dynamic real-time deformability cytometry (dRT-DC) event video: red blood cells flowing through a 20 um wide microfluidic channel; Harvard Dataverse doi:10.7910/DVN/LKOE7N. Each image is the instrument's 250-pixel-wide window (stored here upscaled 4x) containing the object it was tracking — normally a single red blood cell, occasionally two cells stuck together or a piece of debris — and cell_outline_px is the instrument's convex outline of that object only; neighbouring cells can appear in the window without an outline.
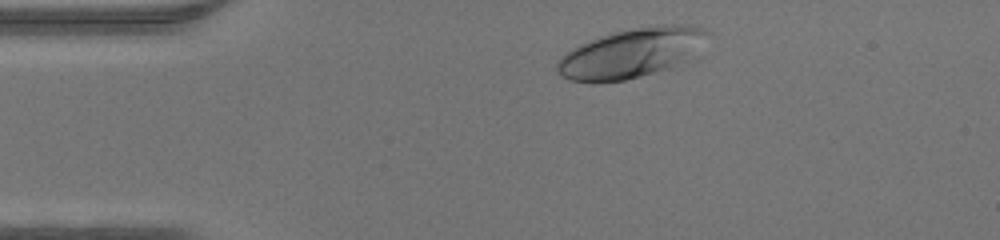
{"species": "human", "species_latin": "Homo sapiens", "temperature_condition": "warm", "stored_images_in_passage": 40, "camera_frame_rate_fps": 3000, "um_per_image_px": 0.085, "donor": {"sex": "male"}, "frame": {"image": 1, "passage_image": 3, "time_ms": 0.667, "image_size_px": [1000, 240], "cell_outline_px": [[712, 32], [700, 60], [640, 76], [624, 80], [596, 84], [592, 84], [568, 80], [560, 76], [556, 72], [556, 60], [560, 56], [572, 48], [588, 40], [616, 32], [636, 28], [660, 24], [688, 24], [704, 28]], "centroid_in_image_um": [53.82, 4.53], "position_along_channel_um": 31.2, "area_um2": 45.37}}
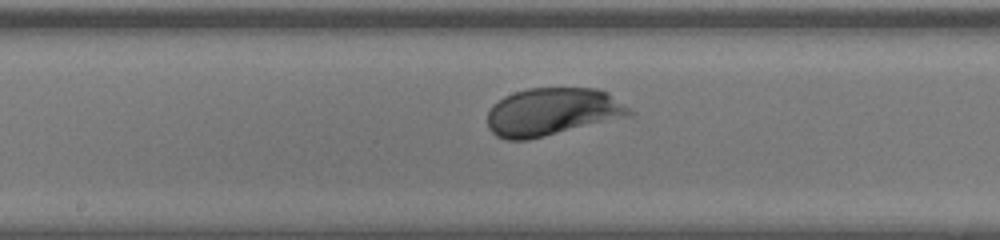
{"frame": {"image": 2, "passage_image": 18, "time_ms": 5.667, "image_size_px": [1000, 240], "cell_outline_px": [[636, 112], [632, 116], [528, 140], [508, 140], [496, 136], [488, 128], [488, 112], [492, 104], [504, 96], [528, 88], [596, 88], [608, 92]], "centroid_in_image_um": [46.98, 9.51], "position_along_channel_um": 201.2, "area_um2": 39.88}}
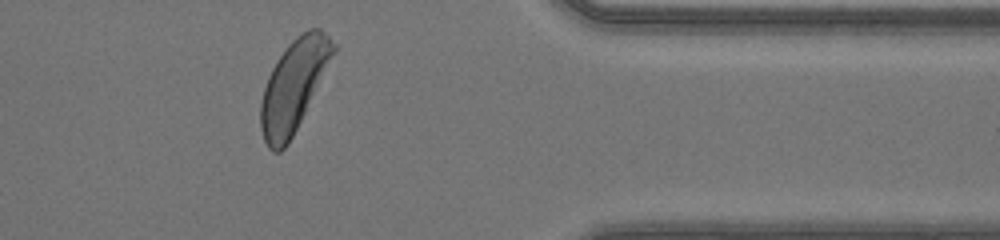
{"frame": {"image": 3, "passage_image": 32, "time_ms": 10.333, "image_size_px": [1000, 240], "cell_outline_px": [[336, 52], [288, 144], [280, 152], [272, 152], [268, 148], [264, 140], [260, 128], [260, 104], [264, 88], [268, 76], [276, 60], [288, 44], [296, 36], [308, 28], [320, 28], [336, 44]], "centroid_in_image_um": [24.96, 7.27], "position_along_channel_um": 386.4, "area_um2": 38.44}}